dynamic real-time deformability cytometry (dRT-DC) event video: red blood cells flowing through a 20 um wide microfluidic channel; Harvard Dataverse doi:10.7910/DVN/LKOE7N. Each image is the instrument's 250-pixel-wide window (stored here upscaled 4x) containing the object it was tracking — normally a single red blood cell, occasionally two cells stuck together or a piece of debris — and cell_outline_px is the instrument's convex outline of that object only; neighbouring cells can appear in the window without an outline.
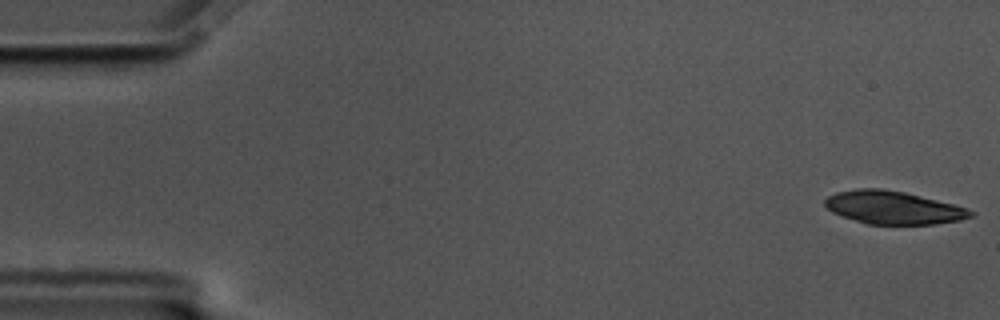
{"species": "common noctule bat (a hibernating species)", "species_latin": "Nyctalus noctula", "temperature_condition": "cold", "stored_images_in_passage": 57, "camera_frame_rate_fps": 3000, "um_per_image_px": 0.085, "animal": {"sex": "male", "body_mass_g": 17.5, "forearm_length_mm": 52.3}, "frame": {"image": 1, "passage_image": 1, "time_ms": 0.0, "image_size_px": [1000, 320], "cell_outline_px": [[976, 216], [960, 220], [936, 224], [868, 224], [832, 212], [824, 204], [824, 200], [828, 196], [836, 192], [856, 188], [884, 188], [904, 192], [968, 208], [976, 212]], "centroid_in_image_um": [75.95, 17.64], "position_along_channel_um": 9.0, "area_um2": 27.98}, "authors_computed_cell_mechanics": {"area_um2": 27.9752, "velocity_mm_per_s": 3.4707, "shape_relaxation_time_tau1_ms": 4.5258, "shape_relaxation_time_tau2_ms": 4.4302, "deformation_change_tau1": 0.1877, "deformation_change_tau2": 0.1452}}